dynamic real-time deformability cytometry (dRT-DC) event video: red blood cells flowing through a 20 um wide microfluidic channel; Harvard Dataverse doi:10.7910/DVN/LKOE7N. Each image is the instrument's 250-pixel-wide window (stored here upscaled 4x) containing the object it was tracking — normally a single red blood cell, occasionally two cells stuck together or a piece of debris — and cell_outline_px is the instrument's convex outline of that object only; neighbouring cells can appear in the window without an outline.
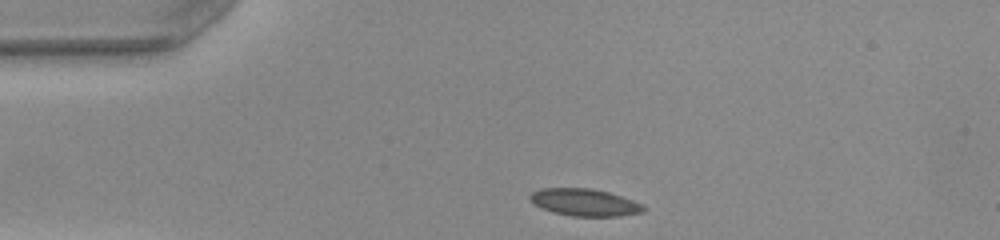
{"species": "common noctule bat (a hibernating species)", "species_latin": "Nyctalus noctula", "temperature_condition": "warm", "stored_images_in_passage": 31, "camera_frame_rate_fps": 3000, "um_per_image_px": 0.085, "animal": {"sex": "female", "body_mass_g": 22.0, "forearm_length_mm": 56.7}, "frame": {"image": 1, "passage_image": 1, "time_ms": 0.0, "image_size_px": [1000, 240], "cell_outline_px": [[644, 212], [620, 216], [572, 216], [552, 212], [540, 208], [528, 196], [532, 192], [540, 188], [592, 188], [608, 192], [644, 204]], "centroid_in_image_um": [49.69, 17.2], "position_along_channel_um": 35.3, "area_um2": 17.98}}
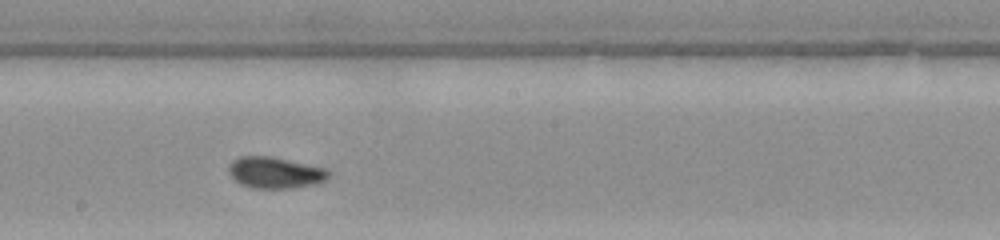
{"frame": {"image": 2, "passage_image": 18, "time_ms": 5.667, "image_size_px": [1000, 240], "cell_outline_px": [[332, 176], [324, 180], [312, 184], [288, 188], [252, 188], [240, 184], [228, 172], [228, 168], [232, 160], [240, 156], [272, 156], [328, 168], [332, 172]], "centroid_in_image_um": [23.41, 14.65], "position_along_channel_um": 224.8, "area_um2": 18.38}}
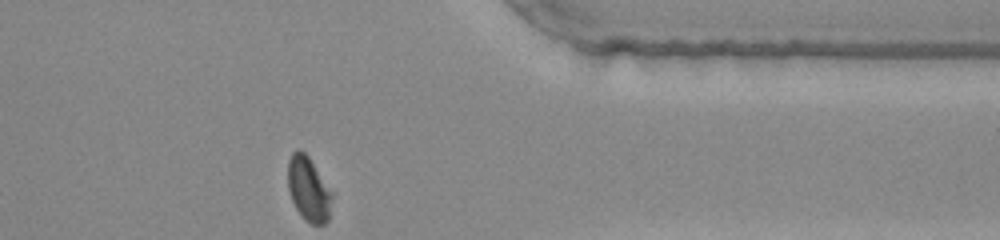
{"frame": {"image": 3, "passage_image": 31, "time_ms": 10.0, "image_size_px": [1000, 240], "cell_outline_px": [[332, 196], [328, 220], [324, 224], [312, 224], [296, 208], [292, 200], [288, 188], [288, 160], [292, 152], [296, 148], [304, 152], [308, 156], [332, 192]], "centroid_in_image_um": [26.21, 16.03], "position_along_channel_um": 385.2, "area_um2": 16.18}, "authors_computed_cell_mechanics": {"area_um2": 17.7446, "velocity_mm_per_s": 4.0421, "shape_relaxation_time_tau1_ms": 2.8978, "shape_relaxation_time_tau2_ms": 1.0599, "deformation_change_tau1": 0.1233, "deformation_change_tau2": 0.0534}}